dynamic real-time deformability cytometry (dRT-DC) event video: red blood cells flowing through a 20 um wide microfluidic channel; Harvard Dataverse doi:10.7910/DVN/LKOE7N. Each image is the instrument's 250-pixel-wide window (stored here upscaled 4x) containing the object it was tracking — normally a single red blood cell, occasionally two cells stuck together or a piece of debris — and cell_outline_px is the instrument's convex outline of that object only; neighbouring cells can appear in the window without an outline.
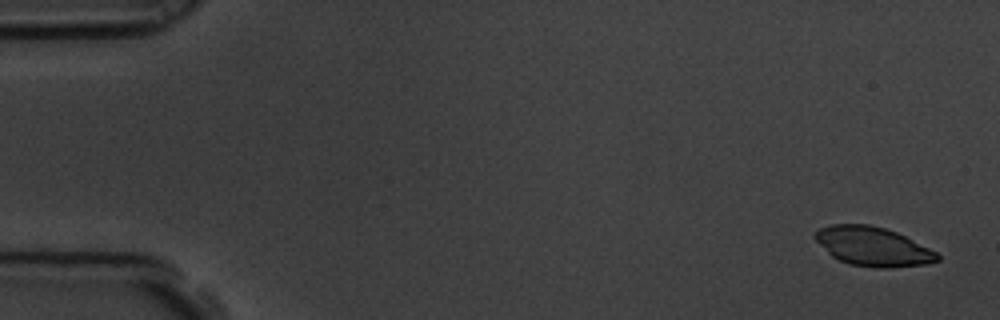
{"species": "common noctule bat (a hibernating species)", "species_latin": "Nyctalus noctula", "temperature_condition": "room temperature", "stored_images_in_passage": 5, "camera_frame_rate_fps": 3000, "um_per_image_px": 0.085, "animal": {"sex": "male", "body_mass_g": 19.5, "forearm_length_mm": 54.6}, "frame": {"image": 1, "passage_image": 1, "time_ms": 0.0, "image_size_px": [1000, 320], "cell_outline_px": [[940, 260], [924, 264], [888, 268], [876, 268], [848, 264], [832, 256], [812, 236], [820, 228], [832, 224], [868, 224], [884, 228], [896, 232], [936, 252], [940, 256]], "centroid_in_image_um": [74.18, 20.95], "position_along_channel_um": 10.8, "area_um2": 27.51}}